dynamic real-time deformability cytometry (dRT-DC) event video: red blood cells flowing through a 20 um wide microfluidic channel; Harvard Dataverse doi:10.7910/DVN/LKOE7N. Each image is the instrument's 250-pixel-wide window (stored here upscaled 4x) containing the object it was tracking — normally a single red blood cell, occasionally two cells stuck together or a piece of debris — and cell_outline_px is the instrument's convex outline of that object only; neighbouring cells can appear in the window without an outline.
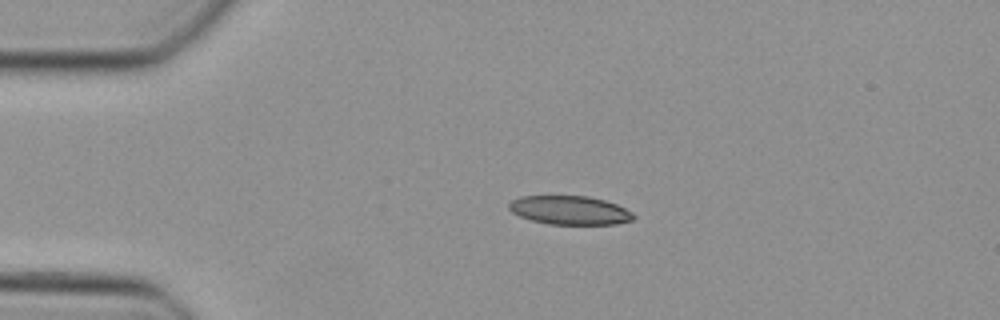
{"species": "Egyptian fruit bat (a non-hibernating species)", "species_latin": "Rousettus aegyptiacus", "temperature_condition": "cold", "stored_images_in_passage": 38, "camera_frame_rate_fps": 3000, "um_per_image_px": 0.085, "animal": {"sex": "female"}, "frame": {"image": 1, "passage_image": 1, "time_ms": 0.0, "image_size_px": [1000, 320], "cell_outline_px": [[636, 216], [632, 220], [616, 224], [548, 224], [532, 220], [520, 216], [512, 212], [508, 208], [508, 204], [512, 200], [520, 196], [588, 196], [604, 200], [616, 204], [632, 212]], "centroid_in_image_um": [48.42, 17.87], "position_along_channel_um": 36.6, "area_um2": 20.81}}
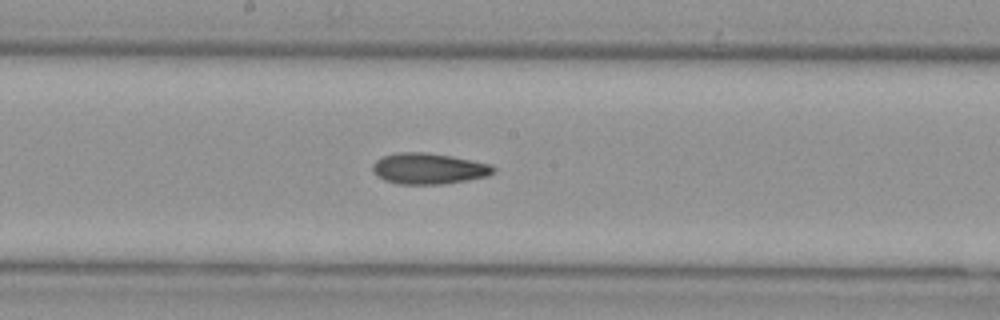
{"frame": {"image": 2, "passage_image": 16, "time_ms": 5.0, "image_size_px": [1000, 320], "cell_outline_px": [[496, 172], [488, 176], [468, 180], [444, 184], [396, 184], [384, 180], [376, 176], [372, 172], [372, 164], [376, 160], [384, 156], [400, 152], [424, 152], [452, 156], [492, 164], [496, 168]], "centroid_in_image_um": [36.45, 14.34], "position_along_channel_um": 211.8, "area_um2": 22.08}}
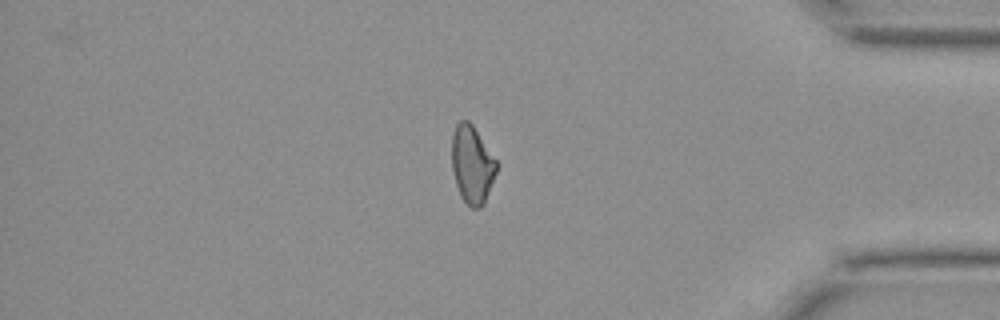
{"frame": {"image": 3, "passage_image": 31, "time_ms": 10.0, "image_size_px": [1000, 320], "cell_outline_px": [[496, 172], [484, 204], [480, 208], [472, 208], [460, 196], [456, 184], [452, 168], [452, 136], [456, 124], [460, 120], [468, 120], [472, 124], [496, 160]], "centroid_in_image_um": [40.11, 13.98], "position_along_channel_um": 395.1, "area_um2": 20.0}}